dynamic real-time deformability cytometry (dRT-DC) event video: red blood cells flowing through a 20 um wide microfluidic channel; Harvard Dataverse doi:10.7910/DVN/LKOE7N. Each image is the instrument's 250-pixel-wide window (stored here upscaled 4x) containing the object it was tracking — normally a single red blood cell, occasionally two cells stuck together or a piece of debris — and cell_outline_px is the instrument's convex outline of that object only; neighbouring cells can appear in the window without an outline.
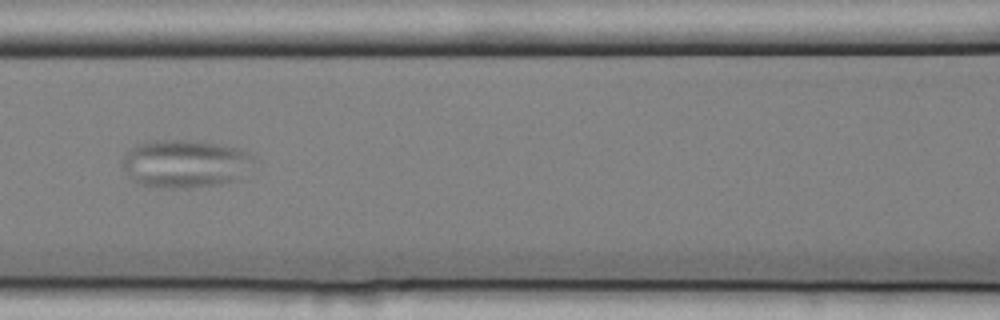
{"species": "common noctule bat (a hibernating species)", "species_latin": "Nyctalus noctula", "temperature_condition": "cold", "stored_images_in_passage": 11, "camera_frame_rate_fps": 3000, "um_per_image_px": 0.085, "animal": {"sex": "female", "body_mass_g": 25.1}, "frame": {"image": 1, "passage_image": 7, "time_ms": 2.0, "image_size_px": [1000, 320], "cell_outline_px": [[256, 160], [240, 180], [220, 184], [188, 188], [172, 188], [140, 184], [128, 176], [120, 160], [136, 144], [152, 140], [184, 140], [220, 144], [240, 148], [252, 152]], "centroid_in_image_um": [15.8, 13.91], "position_along_channel_um": 150.8, "area_um2": 37.11}}
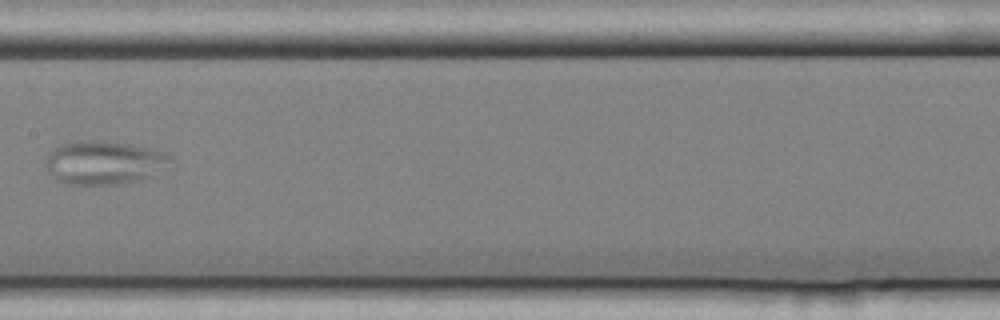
{"frame": {"image": 2, "passage_image": 8, "time_ms": 2.333, "image_size_px": [1000, 320], "cell_outline_px": [[176, 164], [152, 176], [140, 180], [120, 184], [60, 184], [52, 176], [48, 168], [48, 156], [52, 148], [60, 144], [76, 140], [108, 140], [132, 144], [152, 148], [164, 152], [172, 156], [176, 160]], "centroid_in_image_um": [8.95, 13.8], "position_along_channel_um": 198.4, "area_um2": 32.54}}
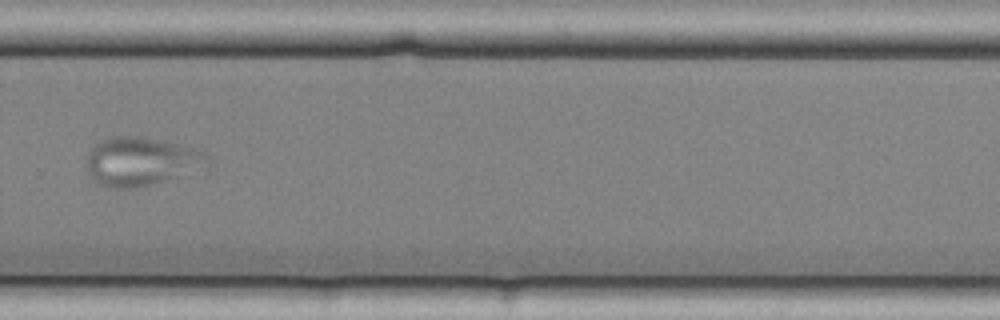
{"frame": {"image": 3, "passage_image": 11, "time_ms": 3.333, "image_size_px": [1000, 320], "cell_outline_px": [[208, 172], [132, 188], [108, 188], [96, 184], [92, 180], [84, 164], [84, 160], [88, 152], [100, 140], [112, 136], [140, 136], [176, 144], [200, 152], [208, 156]], "centroid_in_image_um": [12.0, 13.77], "position_along_channel_um": 317.8, "area_um2": 35.14}}